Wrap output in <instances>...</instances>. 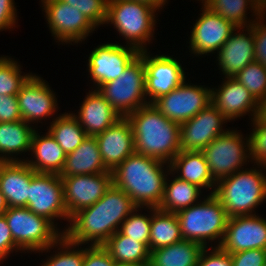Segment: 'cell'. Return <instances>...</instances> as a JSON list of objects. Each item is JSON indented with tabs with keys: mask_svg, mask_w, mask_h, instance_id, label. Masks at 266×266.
I'll list each match as a JSON object with an SVG mask.
<instances>
[{
	"mask_svg": "<svg viewBox=\"0 0 266 266\" xmlns=\"http://www.w3.org/2000/svg\"><path fill=\"white\" fill-rule=\"evenodd\" d=\"M143 209L150 214H142ZM149 210V211H148ZM140 211V212H139ZM138 212V213H137ZM152 207H137L122 223L119 231L128 237L138 239L149 247Z\"/></svg>",
	"mask_w": 266,
	"mask_h": 266,
	"instance_id": "cell-37",
	"label": "cell"
},
{
	"mask_svg": "<svg viewBox=\"0 0 266 266\" xmlns=\"http://www.w3.org/2000/svg\"><path fill=\"white\" fill-rule=\"evenodd\" d=\"M182 240L180 224L176 213L162 211L152 207L151 230L149 238L150 252L169 246Z\"/></svg>",
	"mask_w": 266,
	"mask_h": 266,
	"instance_id": "cell-33",
	"label": "cell"
},
{
	"mask_svg": "<svg viewBox=\"0 0 266 266\" xmlns=\"http://www.w3.org/2000/svg\"><path fill=\"white\" fill-rule=\"evenodd\" d=\"M80 246V247H79ZM70 242L64 235L57 240L55 244H52L47 249H43L37 253H50L53 250L52 255L48 256L46 261L40 264V266H83L85 246ZM55 247V248H54ZM77 247V248H76ZM60 250V251H59Z\"/></svg>",
	"mask_w": 266,
	"mask_h": 266,
	"instance_id": "cell-35",
	"label": "cell"
},
{
	"mask_svg": "<svg viewBox=\"0 0 266 266\" xmlns=\"http://www.w3.org/2000/svg\"><path fill=\"white\" fill-rule=\"evenodd\" d=\"M170 171L181 180L194 184L202 190L210 191L213 194L216 181L210 174V170L202 151L181 150L169 163ZM210 189V190H209Z\"/></svg>",
	"mask_w": 266,
	"mask_h": 266,
	"instance_id": "cell-26",
	"label": "cell"
},
{
	"mask_svg": "<svg viewBox=\"0 0 266 266\" xmlns=\"http://www.w3.org/2000/svg\"><path fill=\"white\" fill-rule=\"evenodd\" d=\"M196 266H232V259L220 247H208L201 251Z\"/></svg>",
	"mask_w": 266,
	"mask_h": 266,
	"instance_id": "cell-42",
	"label": "cell"
},
{
	"mask_svg": "<svg viewBox=\"0 0 266 266\" xmlns=\"http://www.w3.org/2000/svg\"><path fill=\"white\" fill-rule=\"evenodd\" d=\"M3 215L15 244L24 254H37L55 244L63 235L60 225L56 228L49 220L27 207H9Z\"/></svg>",
	"mask_w": 266,
	"mask_h": 266,
	"instance_id": "cell-7",
	"label": "cell"
},
{
	"mask_svg": "<svg viewBox=\"0 0 266 266\" xmlns=\"http://www.w3.org/2000/svg\"><path fill=\"white\" fill-rule=\"evenodd\" d=\"M22 250L15 244L7 220L4 215L0 216V260L6 261L10 254L21 252Z\"/></svg>",
	"mask_w": 266,
	"mask_h": 266,
	"instance_id": "cell-45",
	"label": "cell"
},
{
	"mask_svg": "<svg viewBox=\"0 0 266 266\" xmlns=\"http://www.w3.org/2000/svg\"><path fill=\"white\" fill-rule=\"evenodd\" d=\"M43 79L33 73L17 94L22 120L30 125L35 123V129L42 120L47 121V118L54 117L53 115L59 109L56 92Z\"/></svg>",
	"mask_w": 266,
	"mask_h": 266,
	"instance_id": "cell-16",
	"label": "cell"
},
{
	"mask_svg": "<svg viewBox=\"0 0 266 266\" xmlns=\"http://www.w3.org/2000/svg\"><path fill=\"white\" fill-rule=\"evenodd\" d=\"M216 182L214 195L222 203L228 217L255 215L266 201V167L257 164Z\"/></svg>",
	"mask_w": 266,
	"mask_h": 266,
	"instance_id": "cell-4",
	"label": "cell"
},
{
	"mask_svg": "<svg viewBox=\"0 0 266 266\" xmlns=\"http://www.w3.org/2000/svg\"><path fill=\"white\" fill-rule=\"evenodd\" d=\"M35 214L49 220L56 228V220L69 224V215L64 204L63 183L56 173H36L30 180L29 199L26 206Z\"/></svg>",
	"mask_w": 266,
	"mask_h": 266,
	"instance_id": "cell-11",
	"label": "cell"
},
{
	"mask_svg": "<svg viewBox=\"0 0 266 266\" xmlns=\"http://www.w3.org/2000/svg\"><path fill=\"white\" fill-rule=\"evenodd\" d=\"M233 129V130H232ZM216 137L202 152L205 155L210 174L218 180L245 169L250 164L249 136L234 128ZM249 163V164H248Z\"/></svg>",
	"mask_w": 266,
	"mask_h": 266,
	"instance_id": "cell-9",
	"label": "cell"
},
{
	"mask_svg": "<svg viewBox=\"0 0 266 266\" xmlns=\"http://www.w3.org/2000/svg\"><path fill=\"white\" fill-rule=\"evenodd\" d=\"M89 90L82 101L77 113L71 111L80 123L87 136H97L112 126L121 116L112 105L97 90ZM78 114V115H77Z\"/></svg>",
	"mask_w": 266,
	"mask_h": 266,
	"instance_id": "cell-23",
	"label": "cell"
},
{
	"mask_svg": "<svg viewBox=\"0 0 266 266\" xmlns=\"http://www.w3.org/2000/svg\"><path fill=\"white\" fill-rule=\"evenodd\" d=\"M232 266H263L266 264V250L250 249L230 253Z\"/></svg>",
	"mask_w": 266,
	"mask_h": 266,
	"instance_id": "cell-43",
	"label": "cell"
},
{
	"mask_svg": "<svg viewBox=\"0 0 266 266\" xmlns=\"http://www.w3.org/2000/svg\"><path fill=\"white\" fill-rule=\"evenodd\" d=\"M38 130L35 129L31 139L30 155L34 159L27 157L25 162L36 173L59 174L67 155L49 131L40 135Z\"/></svg>",
	"mask_w": 266,
	"mask_h": 266,
	"instance_id": "cell-25",
	"label": "cell"
},
{
	"mask_svg": "<svg viewBox=\"0 0 266 266\" xmlns=\"http://www.w3.org/2000/svg\"><path fill=\"white\" fill-rule=\"evenodd\" d=\"M173 56L165 55V53L153 56L150 51H143L145 91L149 104L187 80L180 60Z\"/></svg>",
	"mask_w": 266,
	"mask_h": 266,
	"instance_id": "cell-14",
	"label": "cell"
},
{
	"mask_svg": "<svg viewBox=\"0 0 266 266\" xmlns=\"http://www.w3.org/2000/svg\"><path fill=\"white\" fill-rule=\"evenodd\" d=\"M257 117L266 123V98L259 102Z\"/></svg>",
	"mask_w": 266,
	"mask_h": 266,
	"instance_id": "cell-49",
	"label": "cell"
},
{
	"mask_svg": "<svg viewBox=\"0 0 266 266\" xmlns=\"http://www.w3.org/2000/svg\"><path fill=\"white\" fill-rule=\"evenodd\" d=\"M204 198V199H203ZM198 203L176 213L182 239L194 241L204 248L219 247L223 241L228 215L214 194H207ZM211 243V244H209Z\"/></svg>",
	"mask_w": 266,
	"mask_h": 266,
	"instance_id": "cell-5",
	"label": "cell"
},
{
	"mask_svg": "<svg viewBox=\"0 0 266 266\" xmlns=\"http://www.w3.org/2000/svg\"><path fill=\"white\" fill-rule=\"evenodd\" d=\"M55 117L52 118L50 126H47V130L67 155L87 138V134L71 112H64Z\"/></svg>",
	"mask_w": 266,
	"mask_h": 266,
	"instance_id": "cell-34",
	"label": "cell"
},
{
	"mask_svg": "<svg viewBox=\"0 0 266 266\" xmlns=\"http://www.w3.org/2000/svg\"><path fill=\"white\" fill-rule=\"evenodd\" d=\"M134 1L147 3V4L155 7L159 12L166 5V3L169 4L167 2L168 0H134Z\"/></svg>",
	"mask_w": 266,
	"mask_h": 266,
	"instance_id": "cell-48",
	"label": "cell"
},
{
	"mask_svg": "<svg viewBox=\"0 0 266 266\" xmlns=\"http://www.w3.org/2000/svg\"><path fill=\"white\" fill-rule=\"evenodd\" d=\"M116 263L149 265L150 249L138 239L115 232L103 245Z\"/></svg>",
	"mask_w": 266,
	"mask_h": 266,
	"instance_id": "cell-30",
	"label": "cell"
},
{
	"mask_svg": "<svg viewBox=\"0 0 266 266\" xmlns=\"http://www.w3.org/2000/svg\"><path fill=\"white\" fill-rule=\"evenodd\" d=\"M258 101L266 98V67L258 61H252L234 77Z\"/></svg>",
	"mask_w": 266,
	"mask_h": 266,
	"instance_id": "cell-38",
	"label": "cell"
},
{
	"mask_svg": "<svg viewBox=\"0 0 266 266\" xmlns=\"http://www.w3.org/2000/svg\"><path fill=\"white\" fill-rule=\"evenodd\" d=\"M157 12L155 7L144 2L109 0L105 25L111 24L126 45L138 51L149 50L147 44L154 40Z\"/></svg>",
	"mask_w": 266,
	"mask_h": 266,
	"instance_id": "cell-6",
	"label": "cell"
},
{
	"mask_svg": "<svg viewBox=\"0 0 266 266\" xmlns=\"http://www.w3.org/2000/svg\"><path fill=\"white\" fill-rule=\"evenodd\" d=\"M169 172V163L134 152L112 171V181L137 207L158 208Z\"/></svg>",
	"mask_w": 266,
	"mask_h": 266,
	"instance_id": "cell-2",
	"label": "cell"
},
{
	"mask_svg": "<svg viewBox=\"0 0 266 266\" xmlns=\"http://www.w3.org/2000/svg\"><path fill=\"white\" fill-rule=\"evenodd\" d=\"M79 10L97 29L107 20L109 0H61Z\"/></svg>",
	"mask_w": 266,
	"mask_h": 266,
	"instance_id": "cell-39",
	"label": "cell"
},
{
	"mask_svg": "<svg viewBox=\"0 0 266 266\" xmlns=\"http://www.w3.org/2000/svg\"><path fill=\"white\" fill-rule=\"evenodd\" d=\"M34 131L24 120L0 123V162H25L18 155L30 153Z\"/></svg>",
	"mask_w": 266,
	"mask_h": 266,
	"instance_id": "cell-27",
	"label": "cell"
},
{
	"mask_svg": "<svg viewBox=\"0 0 266 266\" xmlns=\"http://www.w3.org/2000/svg\"><path fill=\"white\" fill-rule=\"evenodd\" d=\"M22 120L17 95L0 94V123Z\"/></svg>",
	"mask_w": 266,
	"mask_h": 266,
	"instance_id": "cell-46",
	"label": "cell"
},
{
	"mask_svg": "<svg viewBox=\"0 0 266 266\" xmlns=\"http://www.w3.org/2000/svg\"><path fill=\"white\" fill-rule=\"evenodd\" d=\"M219 247L228 253L250 249L266 250V219L258 214L229 217Z\"/></svg>",
	"mask_w": 266,
	"mask_h": 266,
	"instance_id": "cell-19",
	"label": "cell"
},
{
	"mask_svg": "<svg viewBox=\"0 0 266 266\" xmlns=\"http://www.w3.org/2000/svg\"><path fill=\"white\" fill-rule=\"evenodd\" d=\"M136 208L132 199L112 184L96 203L70 218L63 235L75 244L101 246Z\"/></svg>",
	"mask_w": 266,
	"mask_h": 266,
	"instance_id": "cell-1",
	"label": "cell"
},
{
	"mask_svg": "<svg viewBox=\"0 0 266 266\" xmlns=\"http://www.w3.org/2000/svg\"><path fill=\"white\" fill-rule=\"evenodd\" d=\"M171 176V181L168 176ZM203 190L198 186L176 177L171 171L166 177L163 198L158 209L177 213L198 203L203 196Z\"/></svg>",
	"mask_w": 266,
	"mask_h": 266,
	"instance_id": "cell-29",
	"label": "cell"
},
{
	"mask_svg": "<svg viewBox=\"0 0 266 266\" xmlns=\"http://www.w3.org/2000/svg\"><path fill=\"white\" fill-rule=\"evenodd\" d=\"M261 8L266 12V0H259Z\"/></svg>",
	"mask_w": 266,
	"mask_h": 266,
	"instance_id": "cell-51",
	"label": "cell"
},
{
	"mask_svg": "<svg viewBox=\"0 0 266 266\" xmlns=\"http://www.w3.org/2000/svg\"><path fill=\"white\" fill-rule=\"evenodd\" d=\"M217 87L211 88V103L229 122L245 115L252 121L257 116L259 102L234 77H224Z\"/></svg>",
	"mask_w": 266,
	"mask_h": 266,
	"instance_id": "cell-20",
	"label": "cell"
},
{
	"mask_svg": "<svg viewBox=\"0 0 266 266\" xmlns=\"http://www.w3.org/2000/svg\"><path fill=\"white\" fill-rule=\"evenodd\" d=\"M201 12L189 35V52L193 58L215 54L237 28L232 22L211 11L203 3Z\"/></svg>",
	"mask_w": 266,
	"mask_h": 266,
	"instance_id": "cell-15",
	"label": "cell"
},
{
	"mask_svg": "<svg viewBox=\"0 0 266 266\" xmlns=\"http://www.w3.org/2000/svg\"><path fill=\"white\" fill-rule=\"evenodd\" d=\"M8 204L6 202L5 196L0 191V216L3 215L8 210Z\"/></svg>",
	"mask_w": 266,
	"mask_h": 266,
	"instance_id": "cell-50",
	"label": "cell"
},
{
	"mask_svg": "<svg viewBox=\"0 0 266 266\" xmlns=\"http://www.w3.org/2000/svg\"><path fill=\"white\" fill-rule=\"evenodd\" d=\"M95 137L103 163L111 172L135 152L133 131L127 117H121Z\"/></svg>",
	"mask_w": 266,
	"mask_h": 266,
	"instance_id": "cell-22",
	"label": "cell"
},
{
	"mask_svg": "<svg viewBox=\"0 0 266 266\" xmlns=\"http://www.w3.org/2000/svg\"><path fill=\"white\" fill-rule=\"evenodd\" d=\"M251 124L252 132L248 135L251 164L266 167V123L256 116Z\"/></svg>",
	"mask_w": 266,
	"mask_h": 266,
	"instance_id": "cell-40",
	"label": "cell"
},
{
	"mask_svg": "<svg viewBox=\"0 0 266 266\" xmlns=\"http://www.w3.org/2000/svg\"><path fill=\"white\" fill-rule=\"evenodd\" d=\"M116 262L111 257L110 253L101 246L85 247V255L83 266H115Z\"/></svg>",
	"mask_w": 266,
	"mask_h": 266,
	"instance_id": "cell-44",
	"label": "cell"
},
{
	"mask_svg": "<svg viewBox=\"0 0 266 266\" xmlns=\"http://www.w3.org/2000/svg\"><path fill=\"white\" fill-rule=\"evenodd\" d=\"M254 48L252 25L237 27L215 55L216 62L218 61L216 65L223 77H235L239 71L255 61Z\"/></svg>",
	"mask_w": 266,
	"mask_h": 266,
	"instance_id": "cell-21",
	"label": "cell"
},
{
	"mask_svg": "<svg viewBox=\"0 0 266 266\" xmlns=\"http://www.w3.org/2000/svg\"><path fill=\"white\" fill-rule=\"evenodd\" d=\"M98 91L121 117L149 104L145 91L143 51L113 81L103 84Z\"/></svg>",
	"mask_w": 266,
	"mask_h": 266,
	"instance_id": "cell-8",
	"label": "cell"
},
{
	"mask_svg": "<svg viewBox=\"0 0 266 266\" xmlns=\"http://www.w3.org/2000/svg\"><path fill=\"white\" fill-rule=\"evenodd\" d=\"M203 249L197 242L182 239L151 251L149 266H196Z\"/></svg>",
	"mask_w": 266,
	"mask_h": 266,
	"instance_id": "cell-31",
	"label": "cell"
},
{
	"mask_svg": "<svg viewBox=\"0 0 266 266\" xmlns=\"http://www.w3.org/2000/svg\"><path fill=\"white\" fill-rule=\"evenodd\" d=\"M40 1L51 36L56 42L78 45L96 31V27L79 10L61 0Z\"/></svg>",
	"mask_w": 266,
	"mask_h": 266,
	"instance_id": "cell-10",
	"label": "cell"
},
{
	"mask_svg": "<svg viewBox=\"0 0 266 266\" xmlns=\"http://www.w3.org/2000/svg\"><path fill=\"white\" fill-rule=\"evenodd\" d=\"M110 172L104 165L96 137L87 138L67 154L59 176L88 175Z\"/></svg>",
	"mask_w": 266,
	"mask_h": 266,
	"instance_id": "cell-28",
	"label": "cell"
},
{
	"mask_svg": "<svg viewBox=\"0 0 266 266\" xmlns=\"http://www.w3.org/2000/svg\"><path fill=\"white\" fill-rule=\"evenodd\" d=\"M228 119L211 103L193 118L180 124V147L184 151H202L216 137L226 133ZM225 125V126H224Z\"/></svg>",
	"mask_w": 266,
	"mask_h": 266,
	"instance_id": "cell-18",
	"label": "cell"
},
{
	"mask_svg": "<svg viewBox=\"0 0 266 266\" xmlns=\"http://www.w3.org/2000/svg\"><path fill=\"white\" fill-rule=\"evenodd\" d=\"M139 54L136 48L119 43H102L93 48L88 56L87 71L94 89L118 78Z\"/></svg>",
	"mask_w": 266,
	"mask_h": 266,
	"instance_id": "cell-13",
	"label": "cell"
},
{
	"mask_svg": "<svg viewBox=\"0 0 266 266\" xmlns=\"http://www.w3.org/2000/svg\"><path fill=\"white\" fill-rule=\"evenodd\" d=\"M211 11L219 14L236 27H248L264 12L259 0H200ZM250 11L252 20L247 16Z\"/></svg>",
	"mask_w": 266,
	"mask_h": 266,
	"instance_id": "cell-32",
	"label": "cell"
},
{
	"mask_svg": "<svg viewBox=\"0 0 266 266\" xmlns=\"http://www.w3.org/2000/svg\"><path fill=\"white\" fill-rule=\"evenodd\" d=\"M60 177L69 221L75 213L96 203L113 184L111 171Z\"/></svg>",
	"mask_w": 266,
	"mask_h": 266,
	"instance_id": "cell-17",
	"label": "cell"
},
{
	"mask_svg": "<svg viewBox=\"0 0 266 266\" xmlns=\"http://www.w3.org/2000/svg\"><path fill=\"white\" fill-rule=\"evenodd\" d=\"M266 12L264 11L252 24L255 42V60L266 67Z\"/></svg>",
	"mask_w": 266,
	"mask_h": 266,
	"instance_id": "cell-41",
	"label": "cell"
},
{
	"mask_svg": "<svg viewBox=\"0 0 266 266\" xmlns=\"http://www.w3.org/2000/svg\"><path fill=\"white\" fill-rule=\"evenodd\" d=\"M211 104V87L195 85L186 80L152 105L166 118L182 124Z\"/></svg>",
	"mask_w": 266,
	"mask_h": 266,
	"instance_id": "cell-12",
	"label": "cell"
},
{
	"mask_svg": "<svg viewBox=\"0 0 266 266\" xmlns=\"http://www.w3.org/2000/svg\"><path fill=\"white\" fill-rule=\"evenodd\" d=\"M11 56L0 57V94L17 95L22 85L33 74L22 72L19 62ZM23 73V74H22Z\"/></svg>",
	"mask_w": 266,
	"mask_h": 266,
	"instance_id": "cell-36",
	"label": "cell"
},
{
	"mask_svg": "<svg viewBox=\"0 0 266 266\" xmlns=\"http://www.w3.org/2000/svg\"><path fill=\"white\" fill-rule=\"evenodd\" d=\"M14 0H0V32L13 30L18 23L17 6ZM11 29V30H10Z\"/></svg>",
	"mask_w": 266,
	"mask_h": 266,
	"instance_id": "cell-47",
	"label": "cell"
},
{
	"mask_svg": "<svg viewBox=\"0 0 266 266\" xmlns=\"http://www.w3.org/2000/svg\"><path fill=\"white\" fill-rule=\"evenodd\" d=\"M115 266H149V265H138V264H120L116 263Z\"/></svg>",
	"mask_w": 266,
	"mask_h": 266,
	"instance_id": "cell-52",
	"label": "cell"
},
{
	"mask_svg": "<svg viewBox=\"0 0 266 266\" xmlns=\"http://www.w3.org/2000/svg\"><path fill=\"white\" fill-rule=\"evenodd\" d=\"M36 172L26 162H0V191L8 207H26L31 178Z\"/></svg>",
	"mask_w": 266,
	"mask_h": 266,
	"instance_id": "cell-24",
	"label": "cell"
},
{
	"mask_svg": "<svg viewBox=\"0 0 266 266\" xmlns=\"http://www.w3.org/2000/svg\"><path fill=\"white\" fill-rule=\"evenodd\" d=\"M135 152L170 163L181 151L180 124L169 120L152 104L128 114Z\"/></svg>",
	"mask_w": 266,
	"mask_h": 266,
	"instance_id": "cell-3",
	"label": "cell"
}]
</instances>
